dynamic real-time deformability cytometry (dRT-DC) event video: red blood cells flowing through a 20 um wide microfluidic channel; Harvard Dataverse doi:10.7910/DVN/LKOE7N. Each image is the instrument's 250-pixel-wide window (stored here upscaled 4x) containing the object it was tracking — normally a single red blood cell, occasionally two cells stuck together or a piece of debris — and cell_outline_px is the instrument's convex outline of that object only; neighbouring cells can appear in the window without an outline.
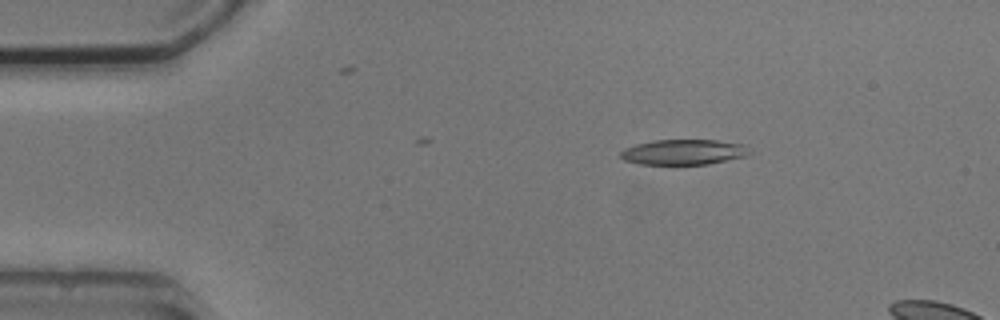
{"species": "common noctule bat (a hibernating species)", "species_latin": "Nyctalus noctula", "temperature_condition": "cold", "stored_images_in_passage": 5, "camera_frame_rate_fps": 3000, "um_per_image_px": 0.085, "animal": {"sex": "male", "body_mass_g": 20.5, "forearm_length_mm": 52.5}, "frame": {"image": 1, "passage_image": 3, "time_ms": 2.333, "image_size_px": [1000, 320], "cell_outline_px": [[756, 152], [748, 156], [708, 164], [640, 164], [624, 160], [620, 156], [620, 152], [624, 148], [636, 144], [652, 140], [716, 140], [748, 144]], "centroid_in_image_um": [58.23, 12.91], "position_along_channel_um": 26.8, "area_um2": 19.48}}